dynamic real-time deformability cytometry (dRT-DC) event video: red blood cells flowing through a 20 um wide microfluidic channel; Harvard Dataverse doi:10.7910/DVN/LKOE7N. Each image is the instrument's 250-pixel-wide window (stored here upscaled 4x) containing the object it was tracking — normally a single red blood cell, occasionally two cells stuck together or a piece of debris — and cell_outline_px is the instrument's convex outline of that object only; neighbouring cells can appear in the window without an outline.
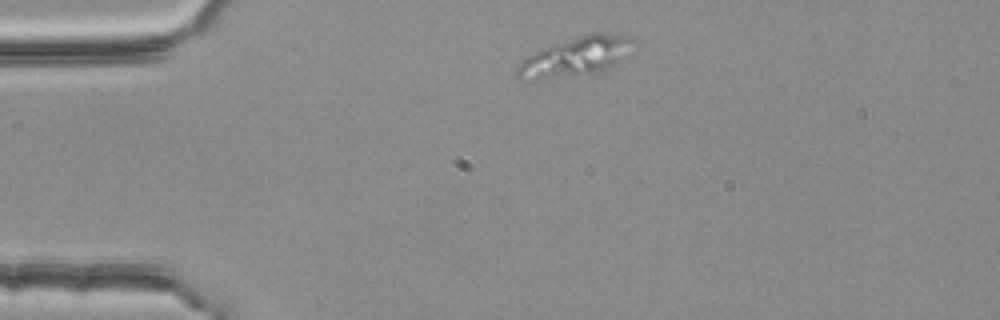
{"species": "common noctule bat (a hibernating species)", "species_latin": "Nyctalus noctula", "temperature_condition": "room temperature", "stored_images_in_passage": 2, "camera_frame_rate_fps": 3000, "um_per_image_px": 0.085, "animal": {"sex": "female", "body_mass_g": 25.1}, "frame": {"image": 1, "passage_image": 1, "time_ms": 0.0, "image_size_px": [1000, 320], "cell_outline_px": [[632, 40], [608, 68], [592, 72], [536, 80], [516, 80], [516, 68], [528, 56], [544, 48], [588, 32], [608, 32], [632, 36]], "centroid_in_image_um": [48.79, 4.79], "position_along_channel_um": 36.2, "area_um2": 25.14}}